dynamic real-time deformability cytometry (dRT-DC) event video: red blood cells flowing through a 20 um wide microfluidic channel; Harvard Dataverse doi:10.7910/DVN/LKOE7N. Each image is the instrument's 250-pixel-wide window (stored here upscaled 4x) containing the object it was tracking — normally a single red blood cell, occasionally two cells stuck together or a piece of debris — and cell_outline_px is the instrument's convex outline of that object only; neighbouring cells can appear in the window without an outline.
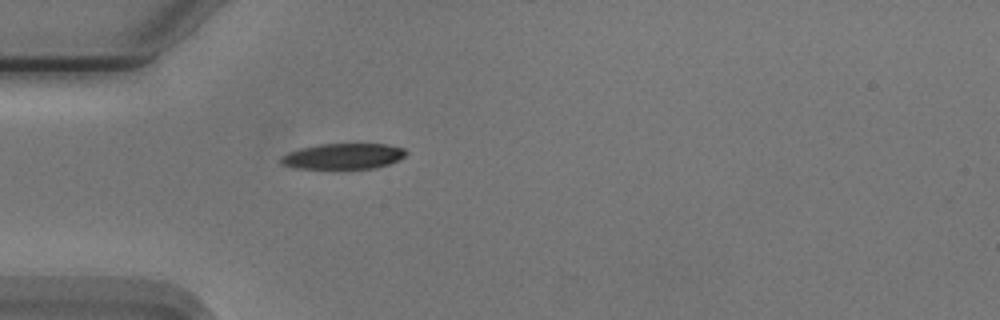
{"species": "Egyptian fruit bat (a non-hibernating species)", "species_latin": "Rousettus aegyptiacus", "temperature_condition": "cold", "stored_images_in_passage": 39, "camera_frame_rate_fps": 3000, "um_per_image_px": 0.085, "animal": {"sex": "male"}, "frame": {"image": 1, "passage_image": 1, "time_ms": 0.0, "image_size_px": [1000, 320], "cell_outline_px": [[408, 152], [404, 156], [388, 164], [372, 168], [296, 168], [284, 164], [280, 160], [284, 156], [292, 152], [304, 148], [320, 144], [384, 144], [404, 148]], "centroid_in_image_um": [29.24, 13.27], "position_along_channel_um": 55.8, "area_um2": 18.09}}
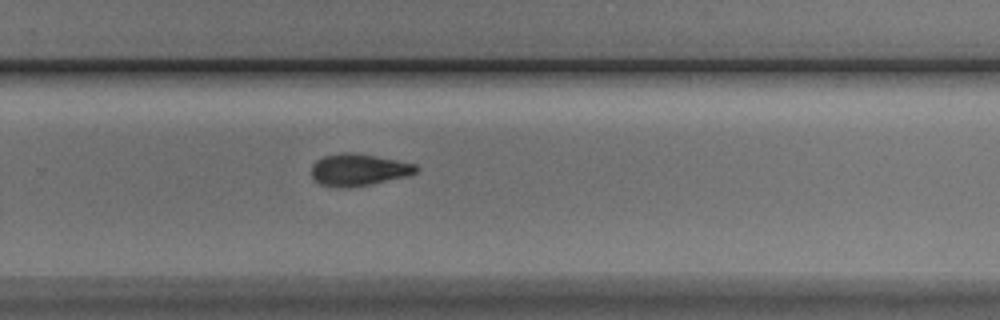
{"frame": {"image": 2, "passage_image": 21, "time_ms": 6.667, "image_size_px": [1000, 320], "cell_outline_px": [[420, 168], [416, 172], [404, 176], [368, 184], [344, 188], [340, 188], [320, 184], [312, 176], [312, 164], [316, 160], [324, 156], [344, 152], [352, 152], [396, 160], [416, 164]], "centroid_in_image_um": [30.44, 14.42], "position_along_channel_um": 299.4, "area_um2": 19.13}}
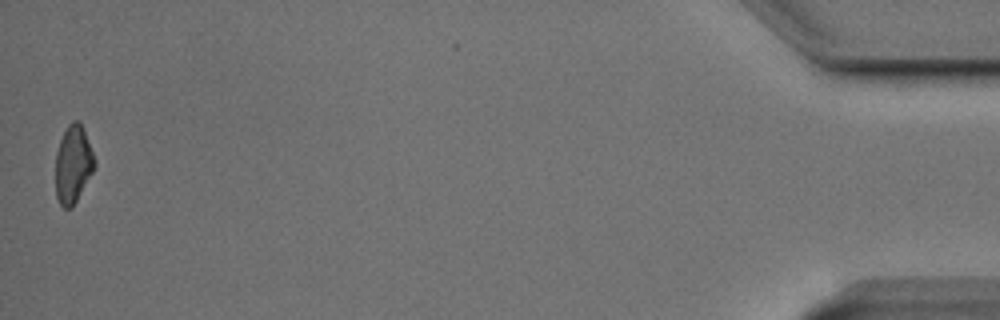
{"frame": {"image": 3, "passage_image": 39, "time_ms": 12.667, "image_size_px": [1000, 320], "cell_outline_px": [[96, 164], [92, 172], [72, 208], [64, 208], [60, 204], [56, 196], [56, 152], [60, 140], [68, 124], [72, 120], [80, 120], [84, 128], [96, 160]], "centroid_in_image_um": [6.22, 13.92], "position_along_channel_um": 429.0, "area_um2": 17.69}, "authors_computed_cell_mechanics": {"area_um2": 19.1318, "velocity_mm_per_s": 3.7461, "shape_relaxation_time_tau1_ms": 3.011, "shape_relaxation_time_tau2_ms": null, "deformation_change_tau1": 0.1444, "deformation_change_tau2": null}}